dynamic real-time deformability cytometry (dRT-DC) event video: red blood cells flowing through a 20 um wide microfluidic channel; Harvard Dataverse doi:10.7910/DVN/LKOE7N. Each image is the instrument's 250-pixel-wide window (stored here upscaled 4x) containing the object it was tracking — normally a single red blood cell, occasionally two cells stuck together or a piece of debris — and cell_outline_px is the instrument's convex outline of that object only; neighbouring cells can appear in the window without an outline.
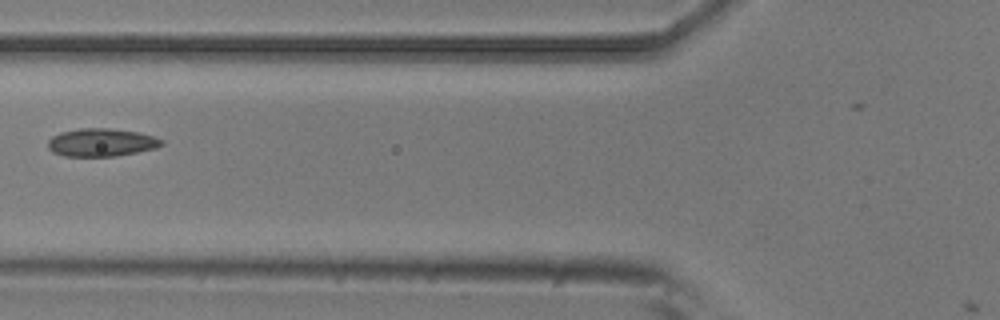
{"species": "common noctule bat (a hibernating species)", "species_latin": "Nyctalus noctula", "temperature_condition": "room temperature", "stored_images_in_passage": 6, "camera_frame_rate_fps": 3000, "um_per_image_px": 0.085, "animal": {"sex": "male", "body_mass_g": 20.5, "forearm_length_mm": 52.5}, "frame": {"image": 1, "passage_image": 6, "time_ms": 1.667, "image_size_px": [1000, 320], "cell_outline_px": [[164, 144], [156, 148], [116, 156], [64, 156], [52, 152], [48, 148], [48, 140], [52, 136], [60, 132], [80, 128], [108, 128], [140, 132], [164, 140]], "centroid_in_image_um": [8.61, 12.1], "position_along_channel_um": 117.2, "area_um2": 18.61}}